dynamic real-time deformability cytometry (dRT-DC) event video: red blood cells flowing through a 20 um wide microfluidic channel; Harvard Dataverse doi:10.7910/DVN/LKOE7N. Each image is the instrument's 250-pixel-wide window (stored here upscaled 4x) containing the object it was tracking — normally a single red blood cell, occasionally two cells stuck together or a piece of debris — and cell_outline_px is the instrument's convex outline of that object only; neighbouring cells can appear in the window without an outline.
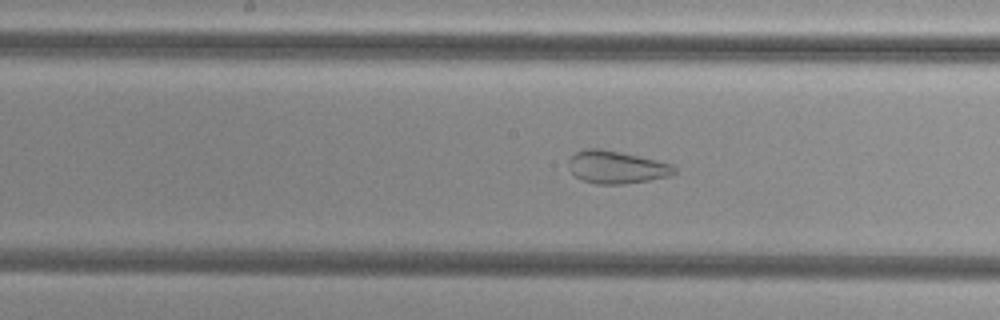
{"species": "common noctule bat (a hibernating species)", "species_latin": "Nyctalus noctula", "temperature_condition": "cold", "stored_images_in_passage": 41, "camera_frame_rate_fps": 3000, "um_per_image_px": 0.085, "animal": {"sex": "female", "body_mass_g": 29.2, "forearm_length_mm": 56.3}, "frame": {"image": 1, "passage_image": 14, "time_ms": 4.333, "image_size_px": [1000, 320], "cell_outline_px": [[676, 172], [672, 176], [624, 184], [596, 184], [580, 180], [568, 168], [568, 160], [576, 152], [584, 148], [600, 148], [620, 152], [656, 160], [672, 164], [676, 168]], "centroid_in_image_um": [52.39, 14.21], "position_along_channel_um": 195.8, "area_um2": 20.23}}
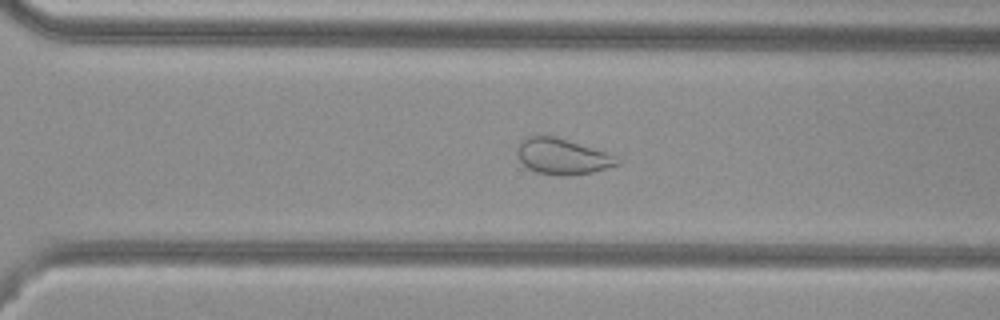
{"frame": {"image": 2, "passage_image": 24, "time_ms": 7.667, "image_size_px": [1000, 320], "cell_outline_px": [[624, 160], [620, 164], [592, 172], [568, 176], [560, 176], [536, 172], [528, 168], [520, 160], [516, 152], [516, 144], [520, 140], [528, 136], [556, 136], [604, 152]], "centroid_in_image_um": [47.77, 13.3], "position_along_channel_um": 322.8, "area_um2": 20.92}}
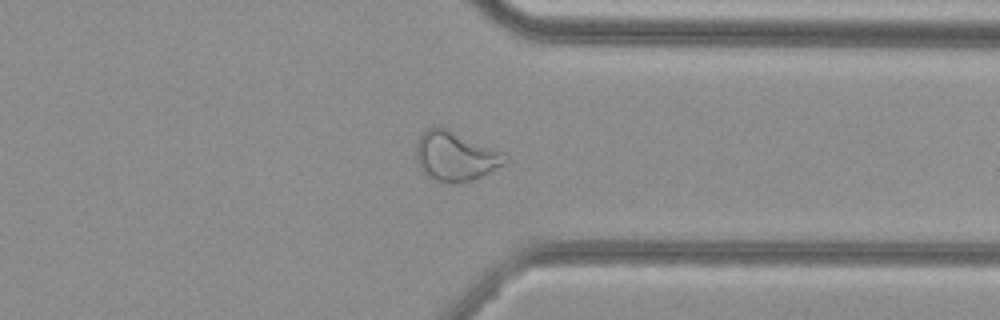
{"frame": {"image": 3, "passage_image": 28, "time_ms": 9.0, "image_size_px": [1000, 320], "cell_outline_px": [[508, 160], [504, 164], [472, 180], [452, 184], [448, 184], [436, 180], [428, 176], [420, 168], [416, 160], [416, 140], [432, 124], [440, 124], [504, 152], [508, 156]], "centroid_in_image_um": [38.69, 13.23], "position_along_channel_um": 372.7, "area_um2": 26.13}, "authors_computed_cell_mechanics": {"area_um2": 25.721, "velocity_mm_per_s": 3.8263, "shape_relaxation_time_tau1_ms": null, "shape_relaxation_time_tau2_ms": 1.3159, "deformation_change_tau1": null, "deformation_change_tau2": 0.0801}}